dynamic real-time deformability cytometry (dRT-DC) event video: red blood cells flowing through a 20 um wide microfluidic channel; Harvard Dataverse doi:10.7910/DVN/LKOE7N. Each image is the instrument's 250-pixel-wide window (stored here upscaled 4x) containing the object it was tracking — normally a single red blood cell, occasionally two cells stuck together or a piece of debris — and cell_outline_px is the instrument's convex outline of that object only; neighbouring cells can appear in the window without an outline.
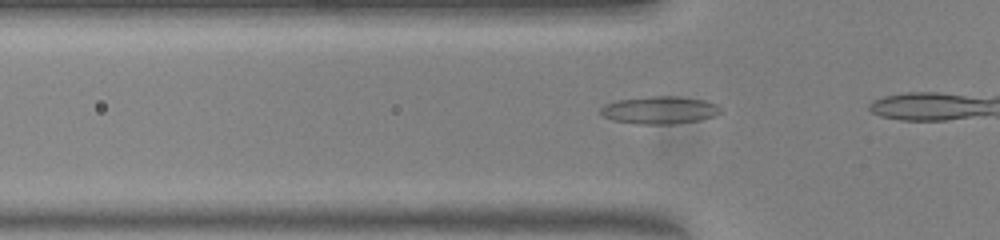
{"species": "common noctule bat (a hibernating species)", "species_latin": "Nyctalus noctula", "temperature_condition": "warm", "stored_images_in_passage": 9, "camera_frame_rate_fps": 3000, "um_per_image_px": 0.085, "animal": {"sex": "female", "body_mass_g": 23.0, "forearm_length_mm": 53.4}, "frame": {"image": 1, "passage_image": 4, "time_ms": 1.0, "image_size_px": [1000, 240], "cell_outline_px": [[724, 112], [716, 116], [700, 120], [676, 124], [636, 124], [612, 120], [604, 116], [600, 112], [600, 108], [604, 104], [616, 100], [652, 96], [676, 96], [704, 100], [716, 104]], "centroid_in_image_um": [56.09, 9.36], "position_along_channel_um": 69.7, "area_um2": 19.54}}
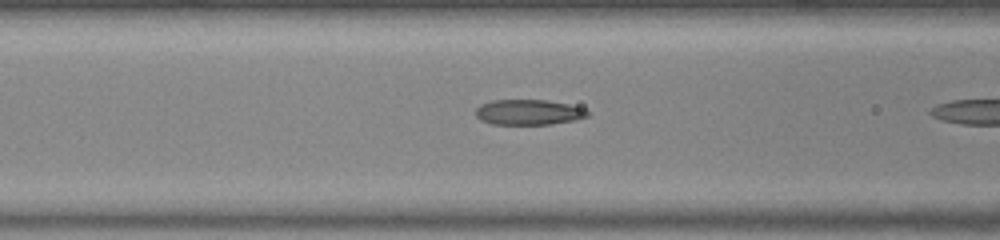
{"frame": {"image": 2, "passage_image": 8, "time_ms": 2.333, "image_size_px": [1000, 240], "cell_outline_px": [[588, 116], [576, 120], [548, 124], [492, 124], [480, 120], [476, 116], [476, 108], [480, 104], [492, 100], [544, 100], [568, 104], [584, 108], [588, 112]], "centroid_in_image_um": [44.9, 9.54], "position_along_channel_um": 121.7, "area_um2": 16.47}}